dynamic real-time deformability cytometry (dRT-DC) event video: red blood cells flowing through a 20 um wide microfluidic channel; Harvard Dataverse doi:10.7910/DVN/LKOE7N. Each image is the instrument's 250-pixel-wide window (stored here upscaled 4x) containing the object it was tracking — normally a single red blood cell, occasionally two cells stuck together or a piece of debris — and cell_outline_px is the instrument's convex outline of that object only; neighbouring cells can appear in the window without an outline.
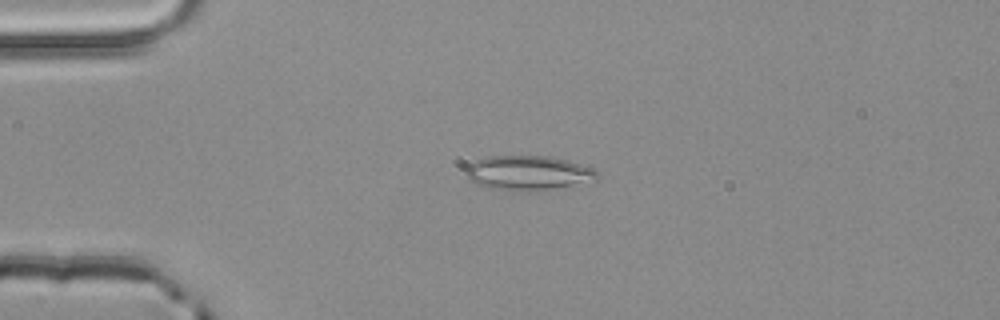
{"species": "common noctule bat (a hibernating species)", "species_latin": "Nyctalus noctula", "temperature_condition": "room temperature", "stored_images_in_passage": 53, "camera_frame_rate_fps": 3000, "um_per_image_px": 0.085, "animal": {"sex": "male", "body_mass_g": 20.4}, "frame": {"image": 1, "passage_image": 13, "time_ms": 4.0, "image_size_px": [1000, 320], "cell_outline_px": [[600, 180], [548, 188], [516, 192], [508, 192], [484, 188], [468, 180], [468, 164], [484, 156], [552, 156], [568, 160], [592, 168], [600, 172]], "centroid_in_image_um": [44.88, 14.7], "position_along_channel_um": 40.1, "area_um2": 26.7}}
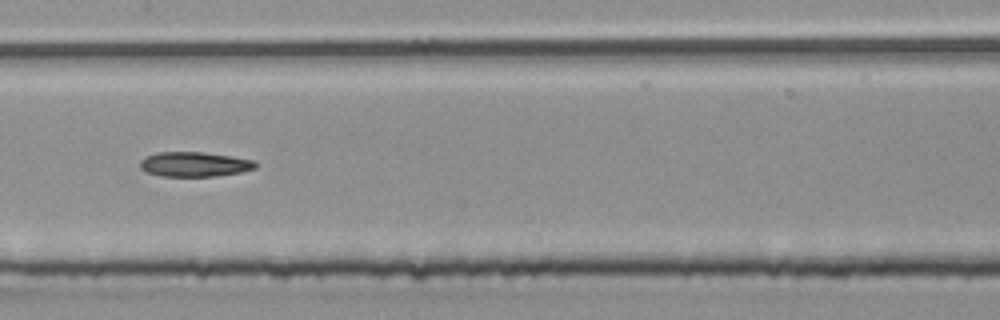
{"frame": {"image": 2, "passage_image": 27, "time_ms": 8.667, "image_size_px": [1000, 320], "cell_outline_px": [[256, 168], [240, 172], [216, 176], [160, 176], [148, 172], [140, 168], [140, 160], [156, 152], [204, 152], [232, 156], [256, 160]], "centroid_in_image_um": [16.55, 13.96], "position_along_channel_um": 190.9, "area_um2": 16.65}}
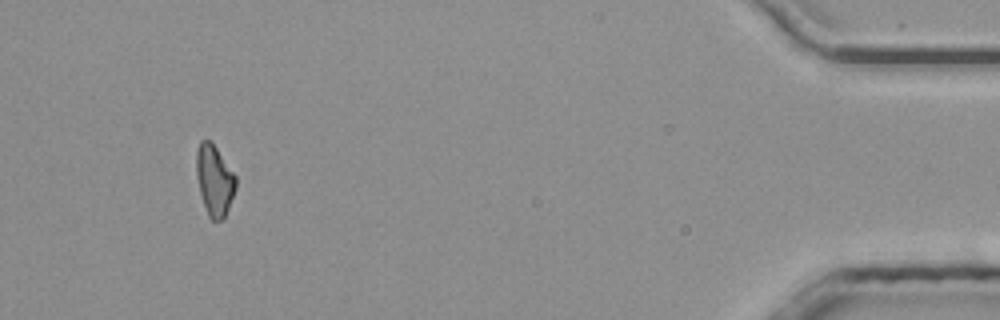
{"frame": {"image": 3, "passage_image": 50, "time_ms": 16.333, "image_size_px": [1000, 320], "cell_outline_px": [[236, 188], [228, 208], [224, 216], [220, 220], [212, 220], [208, 216], [200, 192], [196, 176], [196, 152], [200, 140], [208, 140], [216, 148], [236, 176]], "centroid_in_image_um": [18.21, 15.32], "position_along_channel_um": 417.0, "area_um2": 15.95}, "authors_computed_cell_mechanics": {"area_um2": 16.9932, "velocity_mm_per_s": 3.9256, "shape_relaxation_time_tau1_ms": 6.4252, "shape_relaxation_time_tau2_ms": null, "deformation_change_tau1": 0.1312, "deformation_change_tau2": null}}